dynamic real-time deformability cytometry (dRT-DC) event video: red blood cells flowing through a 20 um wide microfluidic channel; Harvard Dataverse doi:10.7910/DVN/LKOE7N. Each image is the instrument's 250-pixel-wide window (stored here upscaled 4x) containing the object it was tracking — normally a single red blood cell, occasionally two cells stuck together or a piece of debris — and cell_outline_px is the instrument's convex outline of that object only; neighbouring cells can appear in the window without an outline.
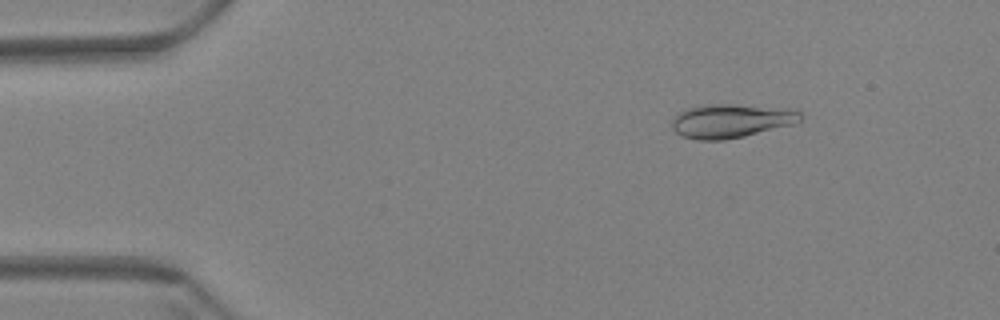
{"species": "Egyptian fruit bat (a non-hibernating species)", "species_latin": "Rousettus aegyptiacus", "temperature_condition": "warm", "stored_images_in_passage": 60, "camera_frame_rate_fps": 3000, "um_per_image_px": 0.085, "animal": {"sex": "female"}, "frame": {"image": 1, "passage_image": 8, "time_ms": 2.333, "image_size_px": [1000, 320], "cell_outline_px": [[804, 116], [800, 120], [792, 124], [744, 136], [724, 140], [696, 140], [680, 136], [672, 128], [672, 120], [680, 112], [688, 108], [704, 104], [736, 104], [800, 108], [804, 112]], "centroid_in_image_um": [62.21, 10.25], "position_along_channel_um": 22.8, "area_um2": 25.84}}
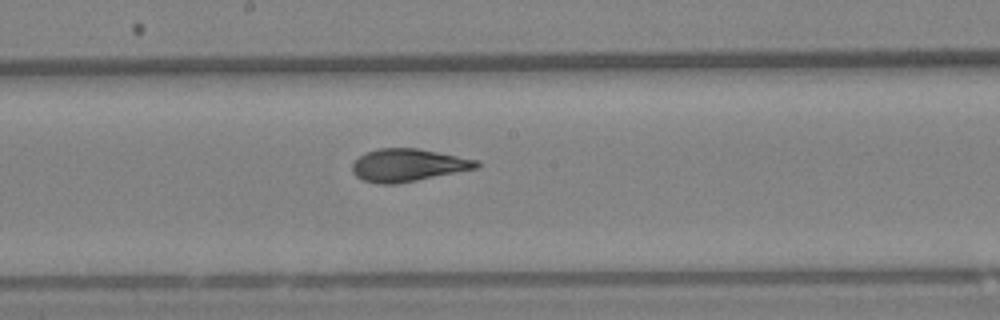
{"frame": {"image": 2, "passage_image": 32, "time_ms": 10.333, "image_size_px": [1000, 320], "cell_outline_px": [[480, 164], [476, 168], [396, 184], [380, 184], [364, 180], [356, 176], [352, 172], [352, 164], [364, 152], [376, 148], [416, 148], [480, 160]], "centroid_in_image_um": [34.65, 14.02], "position_along_channel_um": 213.6, "area_um2": 23.47}}
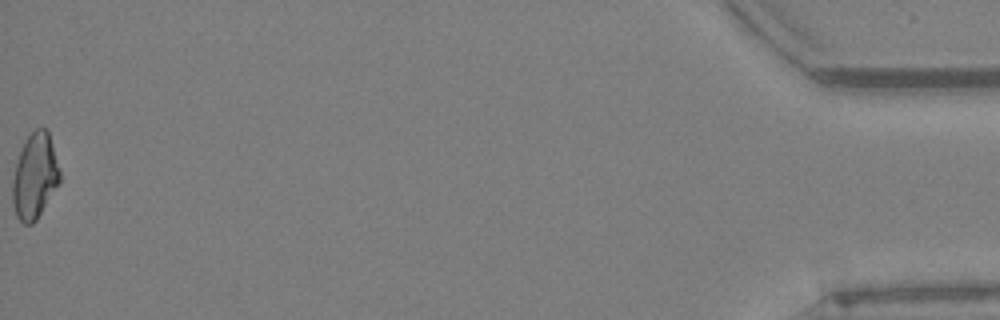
{"frame": {"image": 3, "passage_image": 60, "time_ms": 19.667, "image_size_px": [1000, 320], "cell_outline_px": [[60, 180], [36, 220], [32, 224], [24, 224], [16, 216], [12, 204], [12, 180], [16, 160], [28, 136], [36, 128], [48, 128], [60, 168]], "centroid_in_image_um": [2.95, 14.96], "position_along_channel_um": 432.3, "area_um2": 23.52}, "authors_computed_cell_mechanics": {"area_um2": 23.8136, "velocity_mm_per_s": 3.414, "shape_relaxation_time_tau1_ms": 9.5662, "shape_relaxation_time_tau2_ms": 1.4266, "deformation_change_tau1": 0.2413, "deformation_change_tau2": 0.0744}}